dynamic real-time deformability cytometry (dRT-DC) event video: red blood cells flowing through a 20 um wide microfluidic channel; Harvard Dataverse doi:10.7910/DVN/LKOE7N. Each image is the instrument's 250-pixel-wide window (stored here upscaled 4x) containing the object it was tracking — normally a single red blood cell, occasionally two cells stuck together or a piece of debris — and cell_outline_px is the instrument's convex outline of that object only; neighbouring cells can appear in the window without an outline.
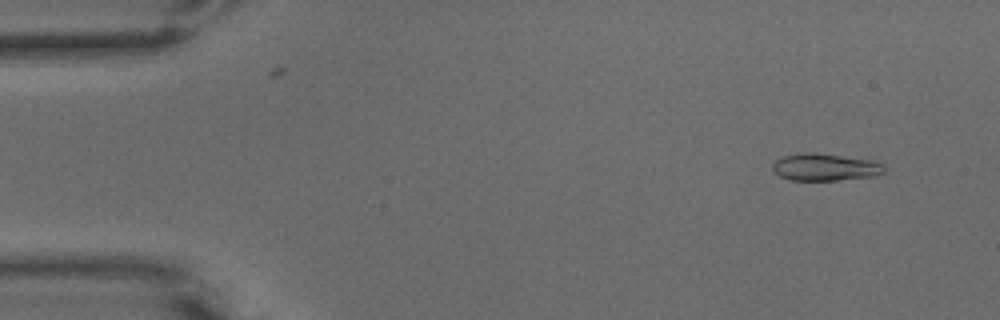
{"species": "common noctule bat (a hibernating species)", "species_latin": "Nyctalus noctula", "temperature_condition": "warm", "stored_images_in_passage": 90, "camera_frame_rate_fps": 3000, "um_per_image_px": 0.085, "animal": {"sex": "male", "body_mass_g": 15.6}, "frame": {"image": 1, "passage_image": 7, "time_ms": 2.0, "image_size_px": [1000, 320], "cell_outline_px": [[884, 172], [872, 176], [840, 180], [792, 180], [780, 176], [772, 168], [772, 164], [776, 160], [784, 156], [804, 152], [812, 152], [872, 160], [884, 164]], "centroid_in_image_um": [70.13, 14.2], "position_along_channel_um": 14.9, "area_um2": 17.51}}
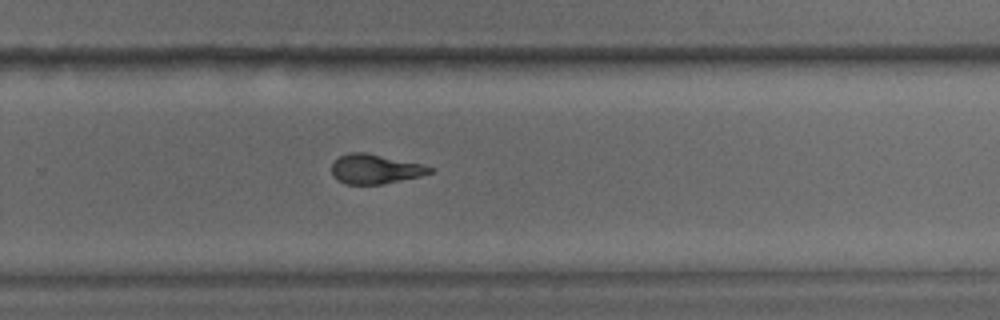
{"frame": {"image": 2, "passage_image": 59, "time_ms": 19.333, "image_size_px": [1000, 320], "cell_outline_px": [[432, 172], [420, 176], [384, 184], [344, 184], [336, 180], [332, 176], [332, 164], [340, 156], [348, 152], [364, 152], [424, 164], [432, 168]], "centroid_in_image_um": [31.86, 14.37], "position_along_channel_um": 297.9, "area_um2": 16.94}}
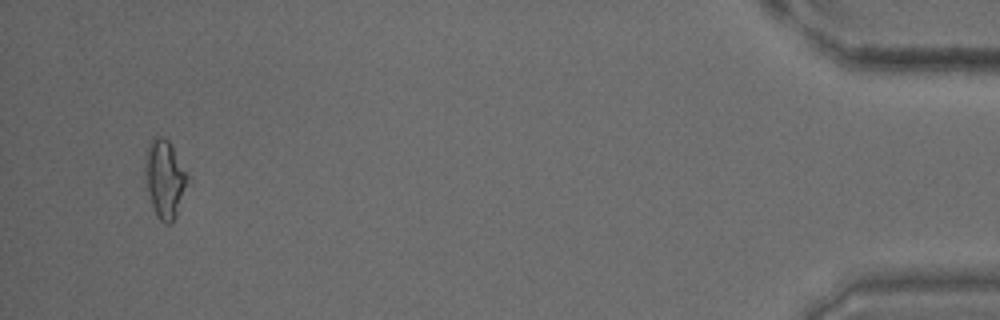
{"frame": {"image": 3, "passage_image": 86, "time_ms": 28.333, "image_size_px": [1000, 320], "cell_outline_px": [[188, 176], [176, 216], [172, 224], [164, 224], [156, 216], [144, 184], [144, 160], [148, 144], [156, 136], [164, 136], [168, 140]], "centroid_in_image_um": [13.94, 15.22], "position_along_channel_um": 421.3, "area_um2": 19.19}, "authors_computed_cell_mechanics": {"area_um2": 17.8602, "velocity_mm_per_s": 2.2449, "shape_relaxation_time_tau1_ms": null, "shape_relaxation_time_tau2_ms": 5.0135, "deformation_change_tau1": null, "deformation_change_tau2": 0.1218}}